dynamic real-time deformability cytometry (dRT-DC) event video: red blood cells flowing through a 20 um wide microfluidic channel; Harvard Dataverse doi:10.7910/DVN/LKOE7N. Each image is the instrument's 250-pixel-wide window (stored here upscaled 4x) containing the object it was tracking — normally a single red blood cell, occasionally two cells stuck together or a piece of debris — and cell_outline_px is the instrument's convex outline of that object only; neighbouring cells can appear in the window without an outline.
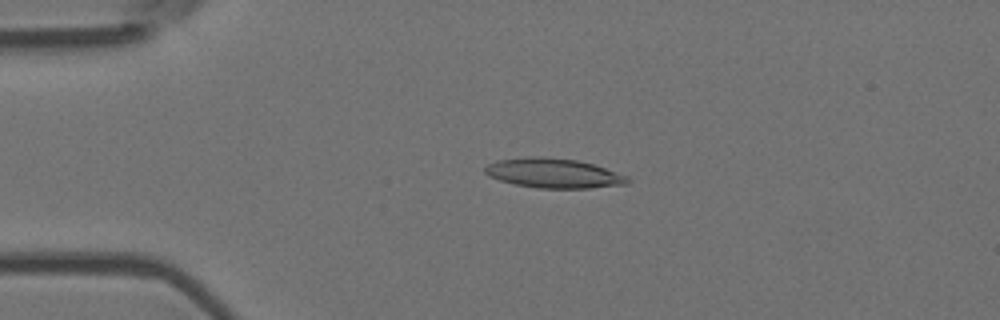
{"species": "Egyptian fruit bat (a non-hibernating species)", "species_latin": "Rousettus aegyptiacus", "temperature_condition": "room temperature", "stored_images_in_passage": 53, "camera_frame_rate_fps": 3000, "um_per_image_px": 0.085, "animal": {"sex": "female"}, "frame": {"image": 1, "passage_image": 12, "time_ms": 3.667, "image_size_px": [1000, 320], "cell_outline_px": [[632, 180], [628, 184], [588, 188], [536, 188], [516, 184], [500, 180], [488, 176], [484, 172], [484, 168], [488, 164], [500, 160], [524, 156], [544, 156], [576, 160], [592, 164], [628, 176]], "centroid_in_image_um": [47.05, 14.72], "position_along_channel_um": 37.9, "area_um2": 24.62}}
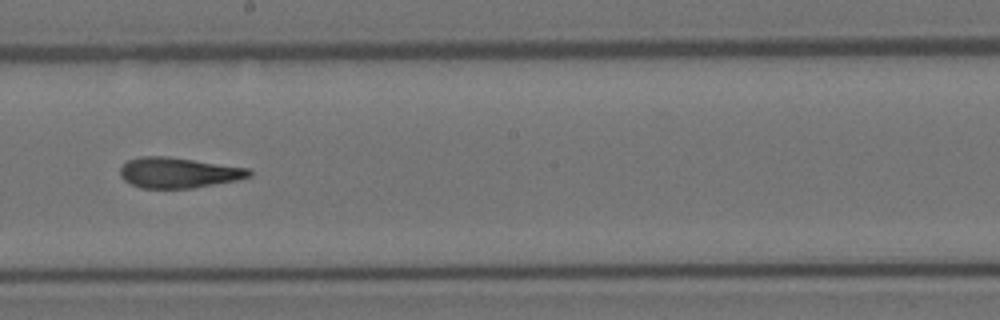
{"frame": {"image": 2, "passage_image": 30, "time_ms": 9.667, "image_size_px": [1000, 320], "cell_outline_px": [[252, 176], [236, 180], [192, 188], [140, 188], [124, 180], [120, 176], [120, 168], [128, 160], [140, 156], [168, 156], [248, 168], [252, 172]], "centroid_in_image_um": [15.15, 14.67], "position_along_channel_um": 233.1, "area_um2": 22.83}}
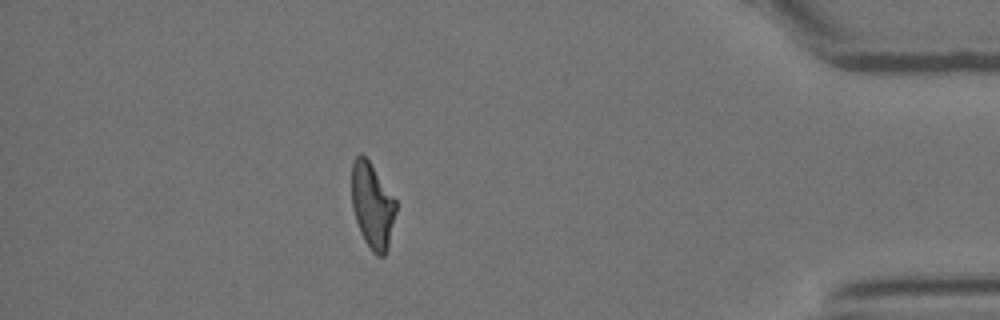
{"frame": {"image": 3, "passage_image": 47, "time_ms": 15.333, "image_size_px": [1000, 320], "cell_outline_px": [[396, 212], [388, 248], [384, 256], [376, 256], [372, 252], [364, 240], [360, 232], [352, 208], [352, 164], [356, 156], [360, 152], [368, 160], [396, 200]], "centroid_in_image_um": [31.65, 17.5], "position_along_channel_um": 403.6, "area_um2": 21.96}, "authors_computed_cell_mechanics": {"area_um2": 23.2356, "velocity_mm_per_s": 3.7927, "shape_relaxation_time_tau1_ms": null, "shape_relaxation_time_tau2_ms": 2.6715, "deformation_change_tau1": null, "deformation_change_tau2": 0.1166}}